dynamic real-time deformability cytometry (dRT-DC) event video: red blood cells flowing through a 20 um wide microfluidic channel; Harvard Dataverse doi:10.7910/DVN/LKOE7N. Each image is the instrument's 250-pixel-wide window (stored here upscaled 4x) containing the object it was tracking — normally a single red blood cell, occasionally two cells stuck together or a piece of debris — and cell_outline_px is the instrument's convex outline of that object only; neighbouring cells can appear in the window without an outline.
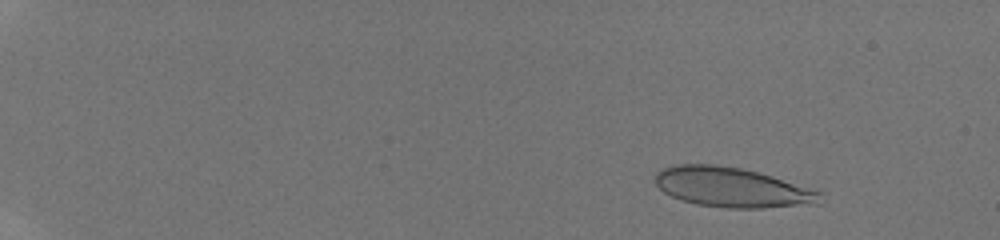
{"species": "human", "species_latin": "Homo sapiens", "temperature_condition": "room temperature", "stored_images_in_passage": 45, "camera_frame_rate_fps": 3000, "um_per_image_px": 0.085, "donor": {"sex": "male"}, "frame": {"image": 1, "passage_image": 8, "time_ms": 2.333, "image_size_px": [1000, 240], "cell_outline_px": [[820, 204], [764, 208], [728, 208], [696, 204], [672, 196], [664, 192], [656, 184], [656, 172], [664, 168], [676, 164], [716, 164], [740, 168], [772, 176], [820, 192]], "centroid_in_image_um": [62.21, 15.93], "position_along_channel_um": 22.8, "area_um2": 37.86}}
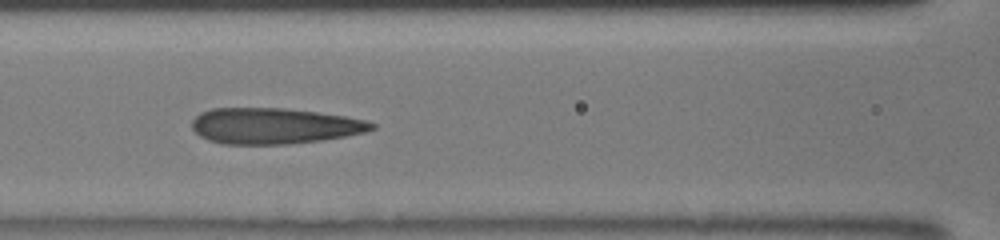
{"frame": {"image": 2, "passage_image": 23, "time_ms": 9.0, "image_size_px": [1000, 240], "cell_outline_px": [[376, 128], [368, 132], [320, 140], [288, 144], [220, 144], [208, 140], [200, 136], [192, 128], [192, 120], [200, 112], [212, 108], [284, 108], [316, 112], [344, 116], [364, 120], [376, 124]], "centroid_in_image_um": [23.29, 10.7], "position_along_channel_um": 143.3, "area_um2": 37.63}}
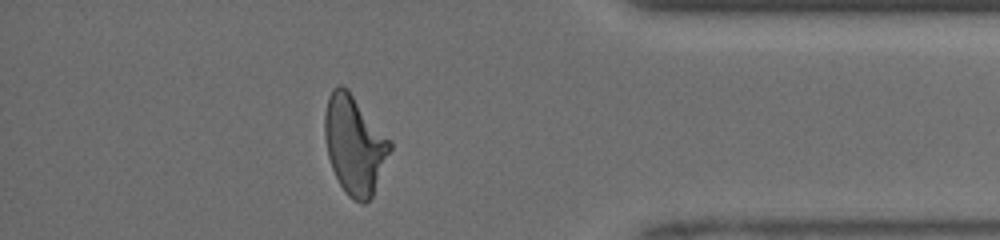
{"frame": {"image": 3, "passage_image": 39, "time_ms": 15.667, "image_size_px": [1000, 240], "cell_outline_px": [[392, 148], [372, 196], [364, 204], [360, 204], [348, 196], [344, 192], [332, 168], [328, 156], [324, 136], [324, 116], [328, 96], [332, 88], [336, 84], [340, 84], [348, 88], [392, 140]], "centroid_in_image_um": [30.13, 12.27], "position_along_channel_um": 405.1, "area_um2": 37.92}, "authors_computed_cell_mechanics": {"area_um2": 37.6278, "velocity_mm_per_s": 4.2041, "shape_relaxation_time_tau1_ms": null, "shape_relaxation_time_tau2_ms": 1.0296, "deformation_change_tau1": null, "deformation_change_tau2": 0.1172}}